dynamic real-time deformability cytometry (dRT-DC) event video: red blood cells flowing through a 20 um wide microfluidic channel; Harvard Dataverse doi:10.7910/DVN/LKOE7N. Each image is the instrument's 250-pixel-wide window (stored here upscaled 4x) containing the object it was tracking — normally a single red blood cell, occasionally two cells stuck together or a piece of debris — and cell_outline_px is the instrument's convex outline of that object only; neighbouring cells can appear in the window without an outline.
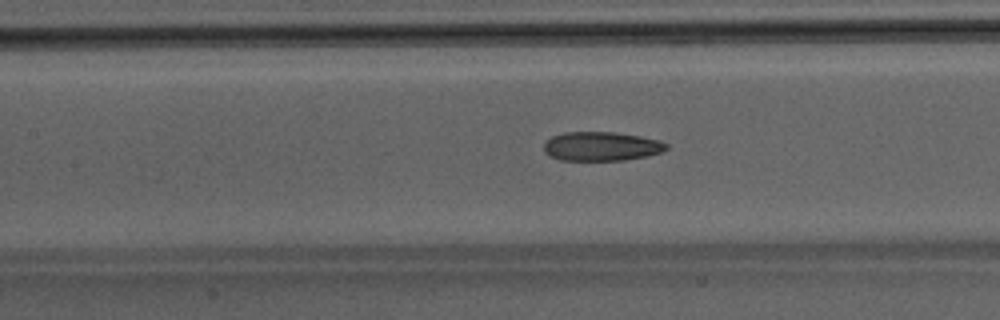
{"species": "Egyptian fruit bat (a non-hibernating species)", "species_latin": "Rousettus aegyptiacus", "temperature_condition": "room temperature", "stored_images_in_passage": 46, "camera_frame_rate_fps": 3000, "um_per_image_px": 0.085, "animal": {"sex": "male"}, "frame": {"image": 1, "passage_image": 20, "time_ms": 6.333, "image_size_px": [1000, 320], "cell_outline_px": [[668, 148], [660, 152], [648, 156], [624, 160], [560, 160], [548, 156], [544, 152], [544, 144], [552, 136], [564, 132], [612, 132], [640, 136], [660, 140], [668, 144]], "centroid_in_image_um": [51.11, 12.44], "position_along_channel_um": 156.3, "area_um2": 20.81}}
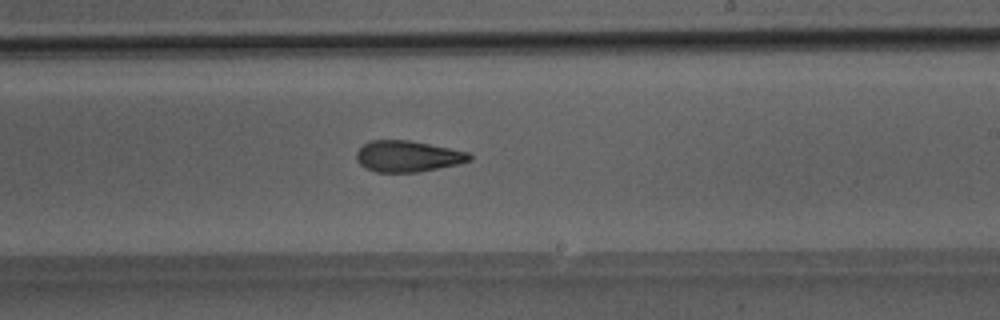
{"frame": {"image": 2, "passage_image": 27, "time_ms": 8.667, "image_size_px": [1000, 320], "cell_outline_px": [[472, 160], [456, 164], [420, 172], [376, 172], [364, 168], [356, 160], [356, 152], [364, 144], [372, 140], [408, 140], [468, 152], [472, 156]], "centroid_in_image_um": [34.62, 13.29], "position_along_channel_um": 254.4, "area_um2": 20.4}}
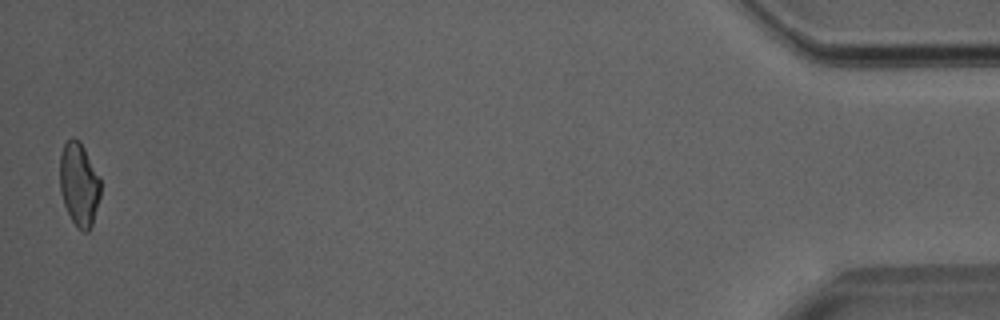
{"frame": {"image": 3, "passage_image": 46, "time_ms": 15.0, "image_size_px": [1000, 320], "cell_outline_px": [[100, 196], [92, 224], [88, 232], [84, 232], [76, 228], [64, 204], [60, 188], [60, 156], [64, 144], [72, 136], [80, 140], [100, 176]], "centroid_in_image_um": [6.73, 15.65], "position_along_channel_um": 428.5, "area_um2": 19.88}}